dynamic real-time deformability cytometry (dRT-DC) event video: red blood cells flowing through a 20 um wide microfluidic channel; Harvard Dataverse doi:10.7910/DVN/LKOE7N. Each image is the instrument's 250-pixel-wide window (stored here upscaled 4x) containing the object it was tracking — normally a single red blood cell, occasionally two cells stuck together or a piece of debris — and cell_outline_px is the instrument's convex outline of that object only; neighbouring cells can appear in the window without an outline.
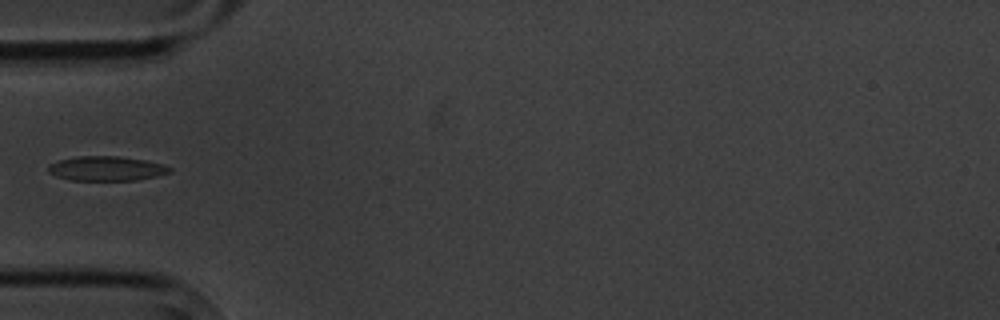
{"species": "common noctule bat (a hibernating species)", "species_latin": "Nyctalus noctula", "temperature_condition": "cold", "stored_images_in_passage": 14, "camera_frame_rate_fps": 3000, "um_per_image_px": 0.085, "animal": {"sex": "male", "body_mass_g": 20.1, "forearm_length_mm": 53.5}, "frame": {"image": 1, "passage_image": 4, "time_ms": 4.667, "image_size_px": [1000, 320], "cell_outline_px": [[172, 172], [156, 176], [136, 180], [68, 180], [56, 176], [48, 172], [48, 164], [60, 160], [76, 156], [120, 156], [144, 160], [164, 164], [172, 168]], "centroid_in_image_um": [9.05, 14.32], "position_along_channel_um": 76.0, "area_um2": 17.46}}
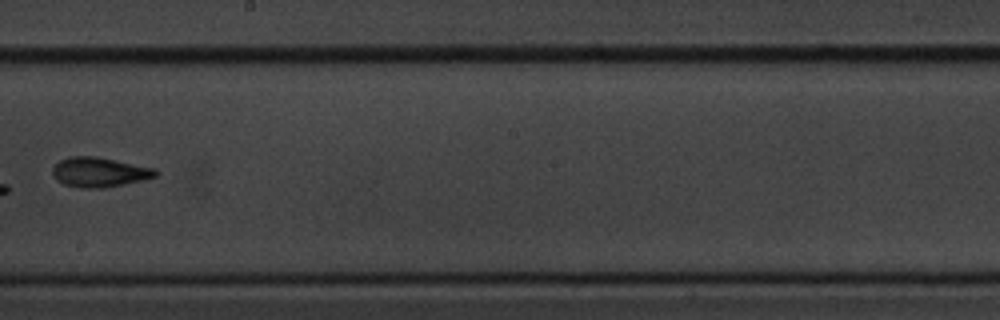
{"frame": {"image": 2, "passage_image": 8, "time_ms": 9.333, "image_size_px": [1000, 320], "cell_outline_px": [[160, 172], [156, 176], [144, 180], [104, 188], [80, 188], [64, 184], [56, 180], [52, 172], [52, 168], [60, 160], [68, 156], [96, 156], [156, 168]], "centroid_in_image_um": [8.46, 14.63], "position_along_channel_um": 239.7, "area_um2": 18.03}}
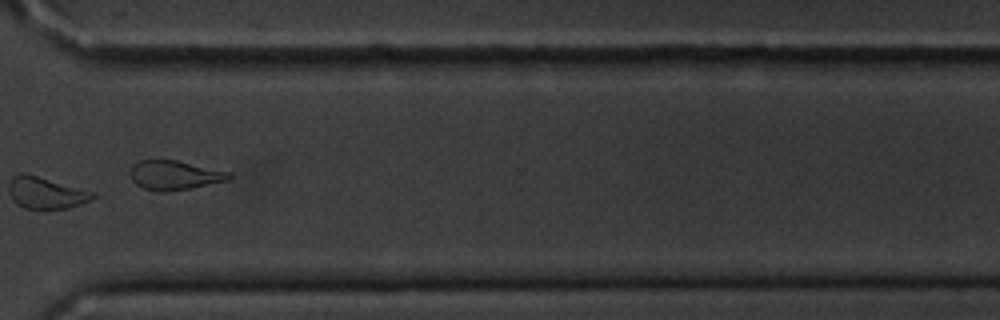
{"frame": {"image": 3, "passage_image": 11, "time_ms": 12.667, "image_size_px": [1000, 320], "cell_outline_px": [[232, 176], [228, 180], [192, 188], [168, 192], [164, 192], [144, 188], [136, 184], [132, 180], [132, 168], [140, 160], [176, 160], [228, 172]], "centroid_in_image_um": [14.85, 14.9], "position_along_channel_um": 355.7, "area_um2": 16.47}, "authors_computed_cell_mechanics": {"area_um2": 17.0799, "velocity_mm_per_s": 3.4885, "shape_relaxation_time_tau1_ms": 5.0488, "shape_relaxation_time_tau2_ms": 4.2976, "deformation_change_tau1": 0.144, "deformation_change_tau2": 0.0981}}